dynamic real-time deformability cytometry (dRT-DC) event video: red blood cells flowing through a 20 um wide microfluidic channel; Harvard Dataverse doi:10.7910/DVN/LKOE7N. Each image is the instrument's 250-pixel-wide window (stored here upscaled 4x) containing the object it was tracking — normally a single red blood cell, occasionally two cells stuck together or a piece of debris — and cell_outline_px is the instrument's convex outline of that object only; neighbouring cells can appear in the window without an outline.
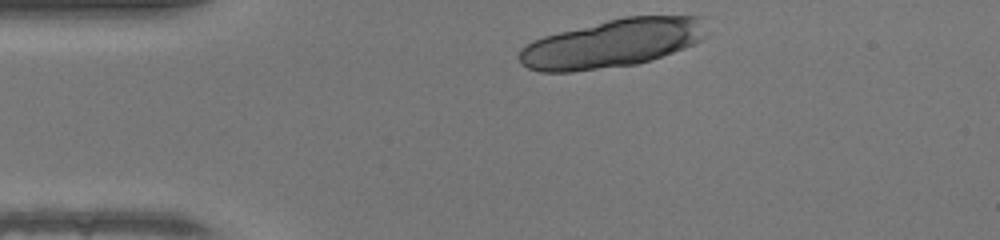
{"species": "human", "species_latin": "Homo sapiens", "temperature_condition": "warm", "stored_images_in_passage": 9, "camera_frame_rate_fps": 3000, "um_per_image_px": 0.085, "donor": {"sex": "female"}, "frame": {"image": 1, "passage_image": 1, "time_ms": 0.0, "image_size_px": [1000, 240], "cell_outline_px": [[704, 36], [700, 40], [684, 48], [636, 64], [572, 72], [540, 72], [528, 68], [520, 64], [516, 56], [520, 48], [532, 40], [544, 36], [624, 16], [704, 16]], "centroid_in_image_um": [51.97, 3.69], "position_along_channel_um": 33.0, "area_um2": 52.42}}